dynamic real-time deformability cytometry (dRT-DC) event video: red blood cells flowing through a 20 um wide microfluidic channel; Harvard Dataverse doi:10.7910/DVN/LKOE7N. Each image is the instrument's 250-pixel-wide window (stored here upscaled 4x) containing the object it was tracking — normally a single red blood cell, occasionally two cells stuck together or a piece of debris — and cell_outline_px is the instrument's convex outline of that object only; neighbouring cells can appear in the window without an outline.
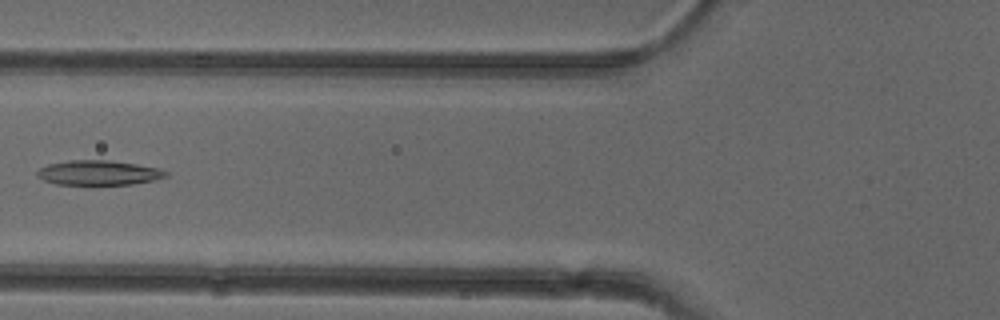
{"species": "common noctule bat (a hibernating species)", "species_latin": "Nyctalus noctula", "temperature_condition": "cold", "stored_images_in_passage": 5, "camera_frame_rate_fps": 3000, "um_per_image_px": 0.085, "animal": {"sex": "female"}, "frame": {"image": 1, "passage_image": 5, "time_ms": 5.333, "image_size_px": [1000, 320], "cell_outline_px": [[168, 176], [156, 180], [132, 184], [92, 188], [56, 184], [44, 180], [36, 176], [36, 172], [40, 168], [48, 164], [68, 160], [108, 160], [136, 164], [156, 168], [168, 172]], "centroid_in_image_um": [8.34, 14.74], "position_along_channel_um": 117.5, "area_um2": 19.54}}